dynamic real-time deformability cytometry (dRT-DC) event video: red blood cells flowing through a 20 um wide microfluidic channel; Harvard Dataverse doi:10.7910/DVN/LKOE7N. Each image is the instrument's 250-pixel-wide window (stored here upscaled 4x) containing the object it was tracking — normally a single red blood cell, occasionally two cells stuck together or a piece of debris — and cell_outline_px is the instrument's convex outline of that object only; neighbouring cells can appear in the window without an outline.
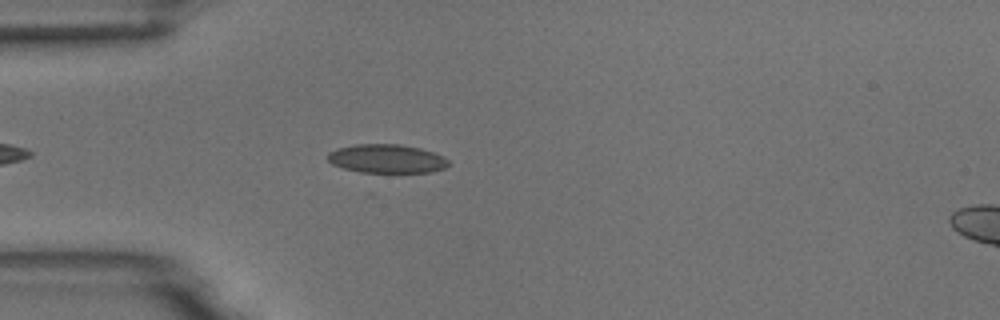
{"species": "common noctule bat (a hibernating species)", "species_latin": "Nyctalus noctula", "temperature_condition": "room temperature", "stored_images_in_passage": 17, "camera_frame_rate_fps": 3000, "um_per_image_px": 0.085, "animal": {"sex": "male", "body_mass_g": 18.8}, "frame": {"image": 1, "passage_image": 6, "time_ms": 1.667, "image_size_px": [1000, 320], "cell_outline_px": [[452, 164], [444, 168], [432, 172], [372, 176], [368, 176], [332, 164], [328, 160], [328, 152], [336, 148], [356, 144], [400, 144], [420, 148], [444, 156]], "centroid_in_image_um": [32.87, 13.55], "position_along_channel_um": 52.1, "area_um2": 21.5}}